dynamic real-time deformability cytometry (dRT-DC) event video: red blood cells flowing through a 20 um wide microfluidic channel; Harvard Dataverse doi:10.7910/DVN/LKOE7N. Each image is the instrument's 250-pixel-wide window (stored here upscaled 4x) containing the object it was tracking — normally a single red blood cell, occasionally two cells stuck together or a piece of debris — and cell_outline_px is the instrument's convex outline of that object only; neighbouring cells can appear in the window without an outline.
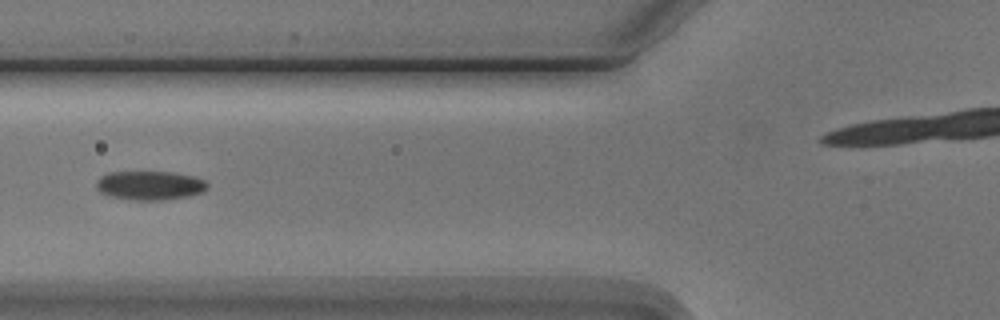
{"species": "Egyptian fruit bat (a non-hibernating species)", "species_latin": "Rousettus aegyptiacus", "temperature_condition": "cold", "stored_images_in_passage": 6, "camera_frame_rate_fps": 3000, "um_per_image_px": 0.085, "animal": {"sex": "male"}, "frame": {"image": 1, "passage_image": 6, "time_ms": 5.667, "image_size_px": [1000, 320], "cell_outline_px": [[208, 188], [200, 192], [188, 196], [164, 200], [128, 200], [112, 196], [100, 192], [96, 188], [96, 180], [100, 176], [108, 172], [172, 172], [196, 176], [204, 180], [208, 184]], "centroid_in_image_um": [12.72, 15.75], "position_along_channel_um": 113.1, "area_um2": 18.9}}